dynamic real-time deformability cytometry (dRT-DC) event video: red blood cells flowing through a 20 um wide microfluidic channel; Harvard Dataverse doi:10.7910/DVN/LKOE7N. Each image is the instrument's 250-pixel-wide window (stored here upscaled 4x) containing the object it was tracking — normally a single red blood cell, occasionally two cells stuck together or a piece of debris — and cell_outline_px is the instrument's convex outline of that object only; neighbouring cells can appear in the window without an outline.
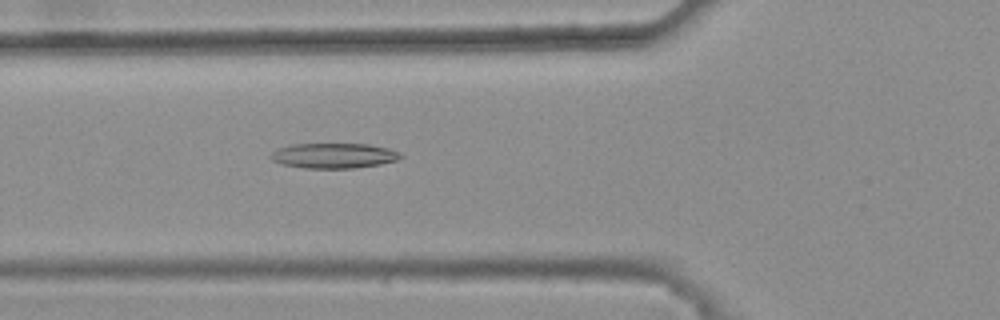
{"species": "common noctule bat (a hibernating species)", "species_latin": "Nyctalus noctula", "temperature_condition": "warm", "stored_images_in_passage": 48, "camera_frame_rate_fps": 3000, "um_per_image_px": 0.085, "animal": {"sex": "female", "body_mass_g": 25.1}, "frame": {"image": 1, "passage_image": 20, "time_ms": 6.333, "image_size_px": [1000, 320], "cell_outline_px": [[404, 156], [396, 160], [380, 164], [356, 168], [304, 168], [284, 164], [272, 160], [268, 156], [272, 152], [280, 148], [292, 144], [368, 144], [388, 148], [400, 152]], "centroid_in_image_um": [28.39, 13.23], "position_along_channel_um": 97.4, "area_um2": 18.96}}
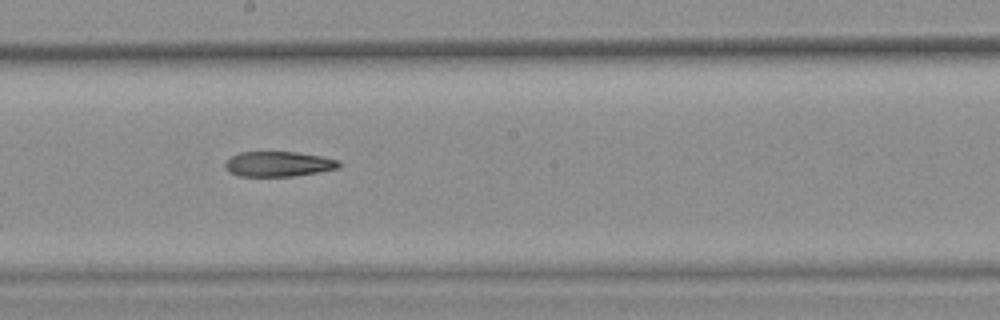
{"frame": {"image": 2, "passage_image": 30, "time_ms": 9.667, "image_size_px": [1000, 320], "cell_outline_px": [[340, 164], [336, 168], [320, 172], [292, 176], [240, 176], [232, 172], [224, 164], [232, 156], [240, 152], [296, 152], [320, 156], [340, 160]], "centroid_in_image_um": [23.7, 13.93], "position_along_channel_um": 224.5, "area_um2": 16.36}}
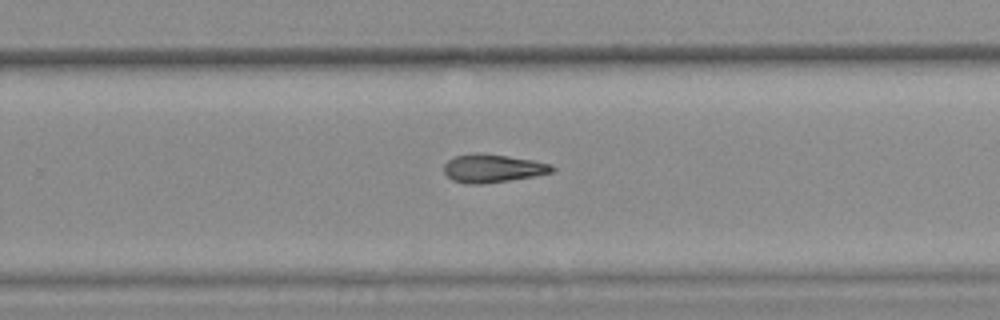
{"frame": {"image": 3, "passage_image": 35, "time_ms": 11.333, "image_size_px": [1000, 320], "cell_outline_px": [[556, 168], [552, 172], [536, 176], [480, 184], [464, 184], [452, 180], [444, 172], [444, 164], [448, 160], [456, 156], [476, 152], [508, 156], [532, 160], [552, 164]], "centroid_in_image_um": [41.88, 14.31], "position_along_channel_um": 287.9, "area_um2": 17.8}}